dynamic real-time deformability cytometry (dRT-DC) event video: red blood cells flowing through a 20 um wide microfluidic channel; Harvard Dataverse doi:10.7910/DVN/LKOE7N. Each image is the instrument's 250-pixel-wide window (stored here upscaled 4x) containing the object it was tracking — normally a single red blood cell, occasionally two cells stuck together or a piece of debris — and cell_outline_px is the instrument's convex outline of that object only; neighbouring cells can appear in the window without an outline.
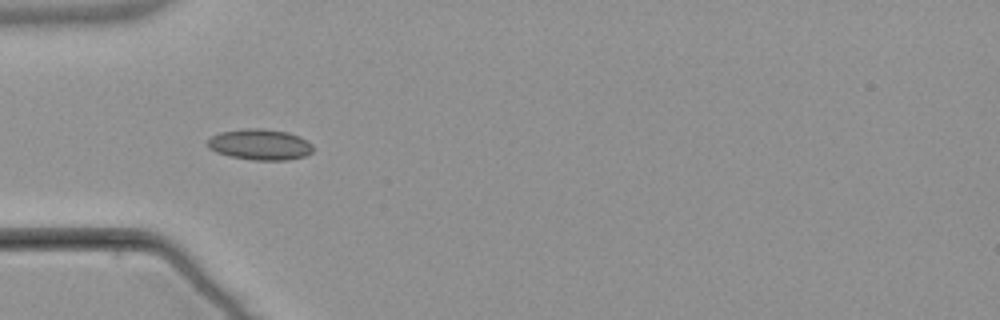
{"species": "common noctule bat (a hibernating species)", "species_latin": "Nyctalus noctula", "temperature_condition": "warm", "stored_images_in_passage": 7, "camera_frame_rate_fps": 3000, "um_per_image_px": 0.085, "animal": {"sex": "male", "body_mass_g": 21.5, "forearm_length_mm": 52.0}, "frame": {"image": 1, "passage_image": 3, "time_ms": 2.333, "image_size_px": [1000, 320], "cell_outline_px": [[312, 152], [304, 156], [288, 160], [252, 160], [228, 156], [216, 152], [208, 148], [208, 140], [212, 136], [220, 132], [244, 128], [264, 128], [288, 132], [300, 136], [308, 140], [312, 144]], "centroid_in_image_um": [22.1, 12.28], "position_along_channel_um": 62.9, "area_um2": 19.19}}
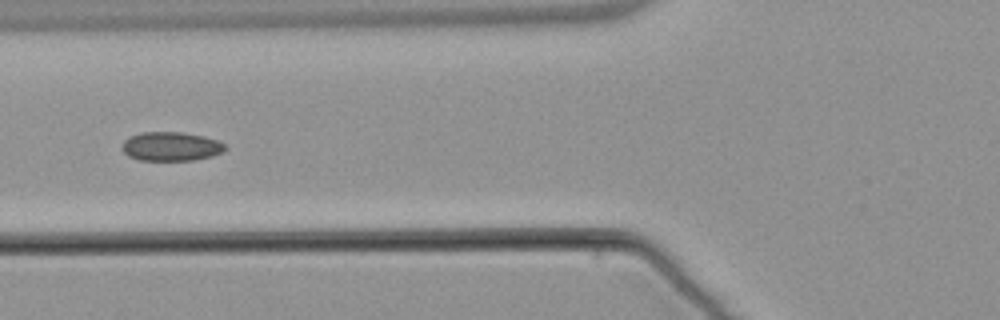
{"frame": {"image": 2, "passage_image": 4, "time_ms": 3.667, "image_size_px": [1000, 320], "cell_outline_px": [[228, 148], [224, 152], [212, 156], [192, 160], [140, 160], [128, 156], [120, 148], [124, 140], [128, 136], [140, 132], [180, 132], [204, 136], [216, 140], [224, 144]], "centroid_in_image_um": [14.51, 12.44], "position_along_channel_um": 111.3, "area_um2": 17.57}}